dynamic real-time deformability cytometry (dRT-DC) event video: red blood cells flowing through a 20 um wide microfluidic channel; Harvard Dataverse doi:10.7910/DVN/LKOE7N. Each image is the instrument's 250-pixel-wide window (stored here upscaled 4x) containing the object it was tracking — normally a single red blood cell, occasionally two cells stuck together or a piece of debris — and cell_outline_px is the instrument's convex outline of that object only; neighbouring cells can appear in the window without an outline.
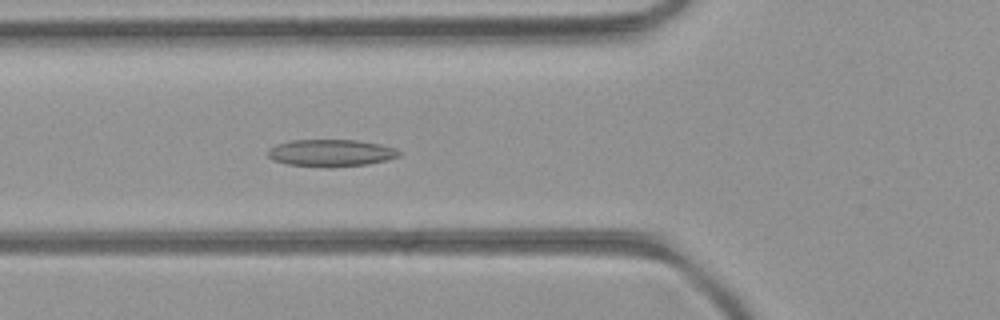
{"species": "common noctule bat (a hibernating species)", "species_latin": "Nyctalus noctula", "temperature_condition": "room temperature", "stored_images_in_passage": 52, "camera_frame_rate_fps": 3000, "um_per_image_px": 0.085, "animal": {"sex": "female", "body_mass_g": 21.9}, "frame": {"image": 1, "passage_image": 19, "time_ms": 6.0, "image_size_px": [1000, 320], "cell_outline_px": [[400, 156], [388, 160], [368, 164], [332, 168], [324, 168], [288, 164], [272, 160], [268, 156], [268, 148], [276, 144], [292, 140], [356, 140], [380, 144], [396, 148], [400, 152]], "centroid_in_image_um": [28.13, 13.01], "position_along_channel_um": 97.7, "area_um2": 21.04}}
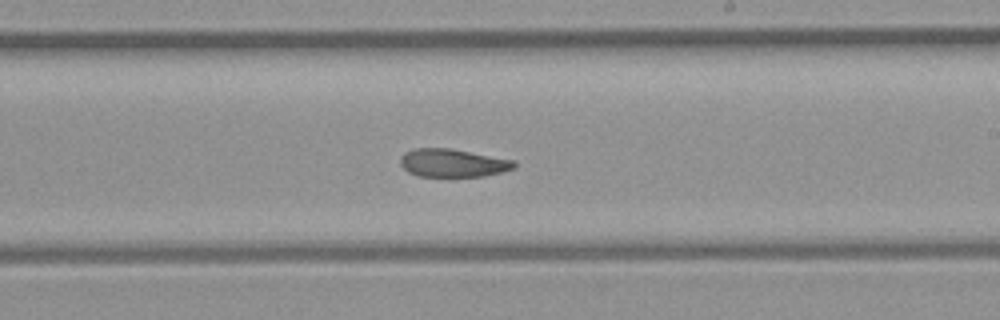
{"frame": {"image": 2, "passage_image": 30, "time_ms": 9.667, "image_size_px": [1000, 320], "cell_outline_px": [[516, 168], [484, 176], [416, 176], [408, 172], [400, 164], [400, 156], [404, 152], [416, 148], [452, 148], [516, 160]], "centroid_in_image_um": [38.5, 13.84], "position_along_channel_um": 250.5, "area_um2": 18.84}}
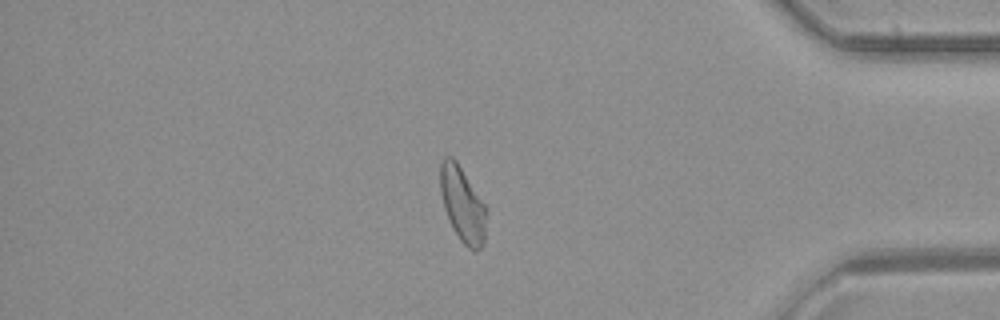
{"frame": {"image": 3, "passage_image": 43, "time_ms": 14.0, "image_size_px": [1000, 320], "cell_outline_px": [[488, 212], [484, 244], [476, 252], [468, 248], [460, 240], [452, 228], [444, 208], [440, 192], [440, 164], [444, 156], [452, 156], [456, 160], [488, 208]], "centroid_in_image_um": [39.34, 17.39], "position_along_channel_um": 395.9, "area_um2": 20.63}, "authors_computed_cell_mechanics": {"area_um2": 20.8947, "velocity_mm_per_s": 4.1585, "shape_relaxation_time_tau1_ms": null, "shape_relaxation_time_tau2_ms": 3.6726, "deformation_change_tau1": null, "deformation_change_tau2": 0.1028}}